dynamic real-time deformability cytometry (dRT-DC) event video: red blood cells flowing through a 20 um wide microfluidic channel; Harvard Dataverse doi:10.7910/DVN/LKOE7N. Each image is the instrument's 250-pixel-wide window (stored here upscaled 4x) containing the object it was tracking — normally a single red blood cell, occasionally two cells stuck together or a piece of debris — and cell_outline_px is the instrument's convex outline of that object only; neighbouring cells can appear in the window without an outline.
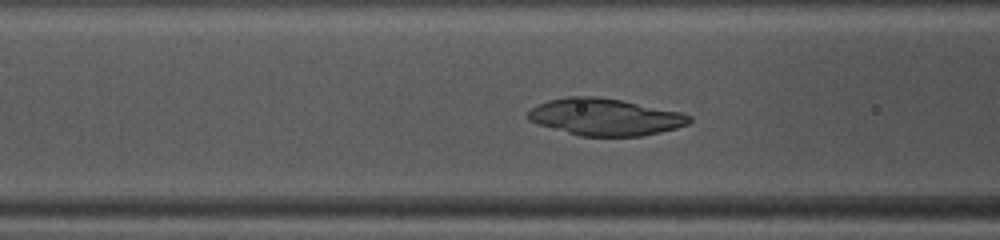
{"species": "common noctule bat (a hibernating species)", "species_latin": "Nyctalus noctula", "temperature_condition": "warm", "stored_images_in_passage": 37, "camera_frame_rate_fps": 3000, "um_per_image_px": 0.085, "animal": {"sex": "female", "body_mass_g": 10.0, "forearm_length_mm": 53.1}, "frame": {"image": 1, "passage_image": 7, "time_ms": 2.0, "image_size_px": [1000, 240], "cell_outline_px": [[692, 120], [688, 124], [676, 128], [660, 132], [640, 136], [580, 136], [540, 124], [528, 120], [528, 112], [532, 108], [548, 100], [568, 96], [596, 96], [620, 100], [680, 112], [692, 116]], "centroid_in_image_um": [51.45, 9.94], "position_along_channel_um": 115.2, "area_um2": 34.33}}
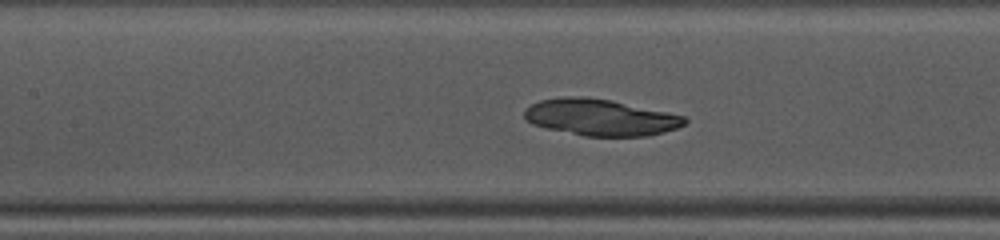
{"frame": {"image": 2, "passage_image": 10, "time_ms": 3.0, "image_size_px": [1000, 240], "cell_outline_px": [[688, 120], [684, 124], [676, 128], [664, 132], [648, 136], [584, 136], [548, 128], [532, 124], [524, 120], [524, 108], [540, 100], [564, 96], [584, 96], [612, 100], [668, 112], [684, 116]], "centroid_in_image_um": [51.01, 9.97], "position_along_channel_um": 156.4, "area_um2": 34.22}}